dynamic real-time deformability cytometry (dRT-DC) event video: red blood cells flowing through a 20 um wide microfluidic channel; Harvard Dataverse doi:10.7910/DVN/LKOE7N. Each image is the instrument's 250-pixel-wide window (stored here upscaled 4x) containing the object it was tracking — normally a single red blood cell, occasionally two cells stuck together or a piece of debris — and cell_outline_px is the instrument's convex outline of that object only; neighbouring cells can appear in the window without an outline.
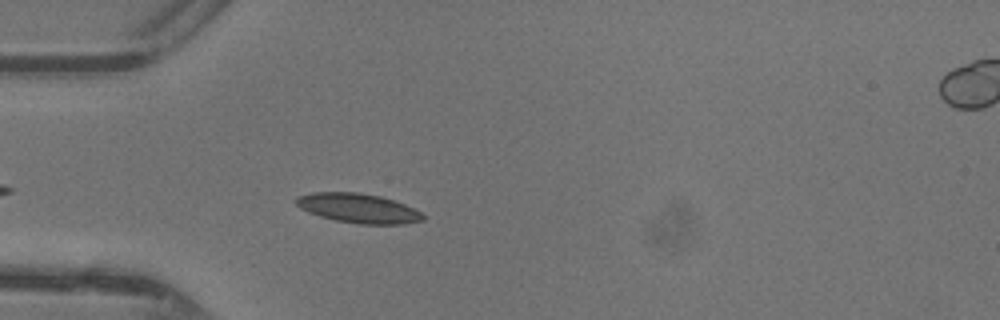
{"species": "common noctule bat (a hibernating species)", "species_latin": "Nyctalus noctula", "temperature_condition": "warm", "stored_images_in_passage": 29, "camera_frame_rate_fps": 3000, "um_per_image_px": 0.085, "animal": {"sex": "female"}, "frame": {"image": 1, "passage_image": 5, "time_ms": 1.333, "image_size_px": [1000, 320], "cell_outline_px": [[424, 220], [404, 224], [360, 224], [336, 220], [320, 216], [308, 212], [300, 208], [296, 204], [296, 196], [312, 192], [360, 192], [380, 196], [404, 204], [420, 212], [424, 216]], "centroid_in_image_um": [30.43, 17.69], "position_along_channel_um": 54.6, "area_um2": 21.68}}
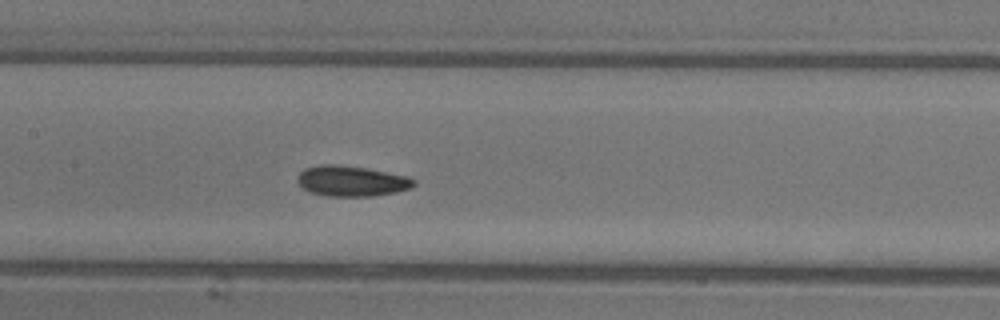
{"frame": {"image": 2, "passage_image": 14, "time_ms": 4.333, "image_size_px": [1000, 320], "cell_outline_px": [[416, 184], [412, 188], [396, 192], [372, 196], [324, 196], [312, 192], [304, 188], [296, 180], [300, 172], [304, 168], [320, 164], [336, 164], [368, 168], [408, 176], [416, 180]], "centroid_in_image_um": [29.91, 15.38], "position_along_channel_um": 177.5, "area_um2": 20.87}}
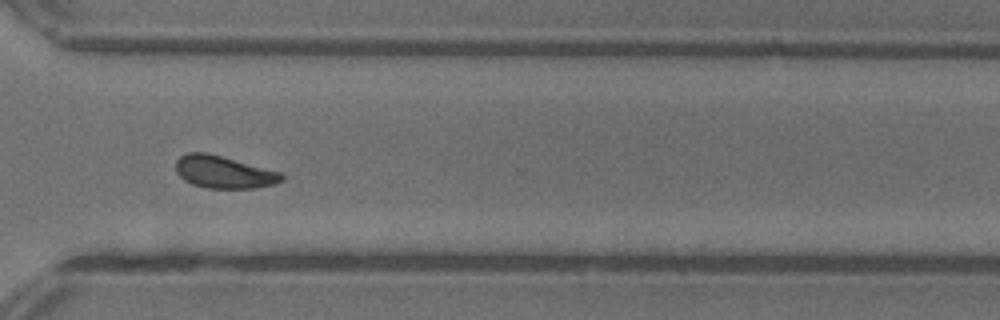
{"frame": {"image": 3, "passage_image": 26, "time_ms": 8.333, "image_size_px": [1000, 320], "cell_outline_px": [[284, 180], [276, 184], [256, 188], [208, 188], [192, 184], [184, 180], [176, 172], [176, 160], [180, 156], [188, 152], [208, 152], [280, 172], [284, 176]], "centroid_in_image_um": [19.02, 14.62], "position_along_channel_um": 351.6, "area_um2": 20.06}, "authors_computed_cell_mechanics": {"area_um2": 20.2878, "velocity_mm_per_s": 4.3661, "shape_relaxation_time_tau1_ms": 3.0545, "shape_relaxation_time_tau2_ms": 2.6882, "deformation_change_tau1": 0.1236, "deformation_change_tau2": 0.0914}}